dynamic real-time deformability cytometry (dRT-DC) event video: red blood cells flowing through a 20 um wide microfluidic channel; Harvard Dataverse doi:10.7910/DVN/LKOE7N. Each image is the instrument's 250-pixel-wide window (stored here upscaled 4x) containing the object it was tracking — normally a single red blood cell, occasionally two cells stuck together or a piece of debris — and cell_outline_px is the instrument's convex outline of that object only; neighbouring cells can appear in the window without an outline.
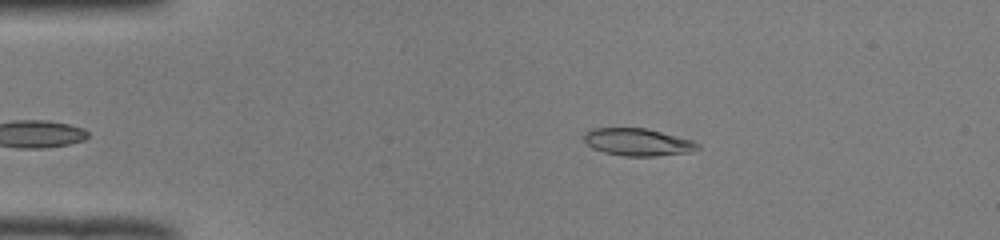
{"species": "common noctule bat (a hibernating species)", "species_latin": "Nyctalus noctula", "temperature_condition": "room temperature", "stored_images_in_passage": 42, "camera_frame_rate_fps": 3000, "um_per_image_px": 0.085, "animal": {"sex": "male", "body_mass_g": 19.0, "forearm_length_mm": 50.8}, "frame": {"image": 1, "passage_image": 8, "time_ms": 2.333, "image_size_px": [1000, 240], "cell_outline_px": [[700, 148], [688, 152], [656, 156], [624, 156], [604, 152], [592, 148], [584, 140], [584, 132], [588, 128], [648, 128], [692, 140], [700, 144]], "centroid_in_image_um": [54.19, 12.07], "position_along_channel_um": 30.8, "area_um2": 18.21}}
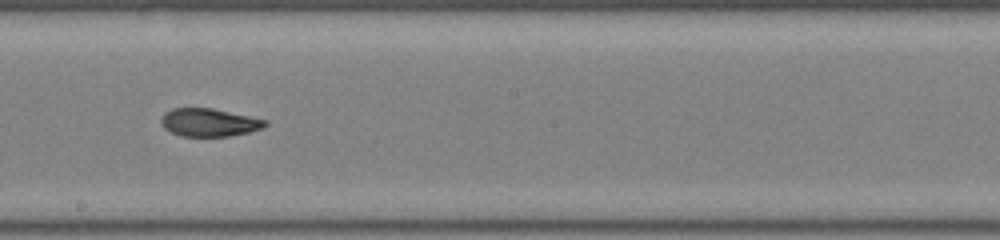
{"frame": {"image": 2, "passage_image": 27, "time_ms": 8.667, "image_size_px": [1000, 240], "cell_outline_px": [[268, 124], [264, 128], [248, 132], [228, 136], [180, 136], [164, 128], [160, 124], [160, 120], [164, 112], [172, 108], [212, 108], [268, 120]], "centroid_in_image_um": [17.77, 10.4], "position_along_channel_um": 230.4, "area_um2": 17.05}}
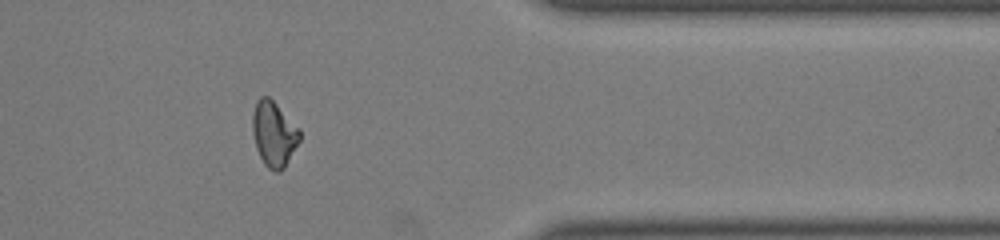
{"frame": {"image": 3, "passage_image": 40, "time_ms": 13.0, "image_size_px": [1000, 240], "cell_outline_px": [[300, 140], [284, 168], [280, 172], [276, 172], [268, 168], [264, 164], [256, 148], [252, 132], [252, 116], [256, 100], [260, 96], [268, 96], [300, 128]], "centroid_in_image_um": [23.27, 11.38], "position_along_channel_um": 388.1, "area_um2": 17.98}, "authors_computed_cell_mechanics": {"area_um2": 18.0047, "velocity_mm_per_s": 4.0027, "shape_relaxation_time_tau1_ms": null, "shape_relaxation_time_tau2_ms": 1.9327, "deformation_change_tau1": null, "deformation_change_tau2": 0.0687}}